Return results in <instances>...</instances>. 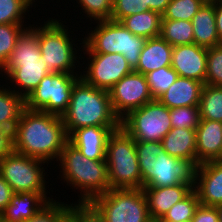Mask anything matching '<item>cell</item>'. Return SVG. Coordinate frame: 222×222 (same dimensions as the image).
Listing matches in <instances>:
<instances>
[{"label":"cell","instance_id":"44","mask_svg":"<svg viewBox=\"0 0 222 222\" xmlns=\"http://www.w3.org/2000/svg\"><path fill=\"white\" fill-rule=\"evenodd\" d=\"M170 1L171 0H143V8L147 11H155L162 15Z\"/></svg>","mask_w":222,"mask_h":222},{"label":"cell","instance_id":"42","mask_svg":"<svg viewBox=\"0 0 222 222\" xmlns=\"http://www.w3.org/2000/svg\"><path fill=\"white\" fill-rule=\"evenodd\" d=\"M14 191L10 185L0 175V215L10 203Z\"/></svg>","mask_w":222,"mask_h":222},{"label":"cell","instance_id":"27","mask_svg":"<svg viewBox=\"0 0 222 222\" xmlns=\"http://www.w3.org/2000/svg\"><path fill=\"white\" fill-rule=\"evenodd\" d=\"M162 15L155 11H145L129 15L120 22L134 35L146 39L160 36Z\"/></svg>","mask_w":222,"mask_h":222},{"label":"cell","instance_id":"45","mask_svg":"<svg viewBox=\"0 0 222 222\" xmlns=\"http://www.w3.org/2000/svg\"><path fill=\"white\" fill-rule=\"evenodd\" d=\"M215 21L216 28L219 37V41L222 44V0L214 1Z\"/></svg>","mask_w":222,"mask_h":222},{"label":"cell","instance_id":"48","mask_svg":"<svg viewBox=\"0 0 222 222\" xmlns=\"http://www.w3.org/2000/svg\"><path fill=\"white\" fill-rule=\"evenodd\" d=\"M68 222H78L74 217H72Z\"/></svg>","mask_w":222,"mask_h":222},{"label":"cell","instance_id":"12","mask_svg":"<svg viewBox=\"0 0 222 222\" xmlns=\"http://www.w3.org/2000/svg\"><path fill=\"white\" fill-rule=\"evenodd\" d=\"M83 55L81 60L86 57L87 62L81 61L83 62L81 66L86 65L80 77L87 84L98 89L109 91L124 76L133 71L124 55L119 53H83Z\"/></svg>","mask_w":222,"mask_h":222},{"label":"cell","instance_id":"29","mask_svg":"<svg viewBox=\"0 0 222 222\" xmlns=\"http://www.w3.org/2000/svg\"><path fill=\"white\" fill-rule=\"evenodd\" d=\"M199 110L201 120L222 122V86L203 85Z\"/></svg>","mask_w":222,"mask_h":222},{"label":"cell","instance_id":"39","mask_svg":"<svg viewBox=\"0 0 222 222\" xmlns=\"http://www.w3.org/2000/svg\"><path fill=\"white\" fill-rule=\"evenodd\" d=\"M147 11L143 8V0H115L111 20L120 22L129 15Z\"/></svg>","mask_w":222,"mask_h":222},{"label":"cell","instance_id":"38","mask_svg":"<svg viewBox=\"0 0 222 222\" xmlns=\"http://www.w3.org/2000/svg\"><path fill=\"white\" fill-rule=\"evenodd\" d=\"M205 84L222 86V44L207 48Z\"/></svg>","mask_w":222,"mask_h":222},{"label":"cell","instance_id":"15","mask_svg":"<svg viewBox=\"0 0 222 222\" xmlns=\"http://www.w3.org/2000/svg\"><path fill=\"white\" fill-rule=\"evenodd\" d=\"M193 189L201 205L216 207L222 204V161L199 164Z\"/></svg>","mask_w":222,"mask_h":222},{"label":"cell","instance_id":"49","mask_svg":"<svg viewBox=\"0 0 222 222\" xmlns=\"http://www.w3.org/2000/svg\"><path fill=\"white\" fill-rule=\"evenodd\" d=\"M36 7L38 6V4L36 3V1L38 0H30ZM35 2V3H34Z\"/></svg>","mask_w":222,"mask_h":222},{"label":"cell","instance_id":"40","mask_svg":"<svg viewBox=\"0 0 222 222\" xmlns=\"http://www.w3.org/2000/svg\"><path fill=\"white\" fill-rule=\"evenodd\" d=\"M191 222H219L216 207L199 204Z\"/></svg>","mask_w":222,"mask_h":222},{"label":"cell","instance_id":"13","mask_svg":"<svg viewBox=\"0 0 222 222\" xmlns=\"http://www.w3.org/2000/svg\"><path fill=\"white\" fill-rule=\"evenodd\" d=\"M108 92L114 113L120 120L130 111L154 100L145 75L134 70L124 76Z\"/></svg>","mask_w":222,"mask_h":222},{"label":"cell","instance_id":"11","mask_svg":"<svg viewBox=\"0 0 222 222\" xmlns=\"http://www.w3.org/2000/svg\"><path fill=\"white\" fill-rule=\"evenodd\" d=\"M121 127L135 141L161 142L172 129L170 109L154 99L130 111L121 119Z\"/></svg>","mask_w":222,"mask_h":222},{"label":"cell","instance_id":"10","mask_svg":"<svg viewBox=\"0 0 222 222\" xmlns=\"http://www.w3.org/2000/svg\"><path fill=\"white\" fill-rule=\"evenodd\" d=\"M81 74L49 73L25 99V108L62 116L67 110L73 85Z\"/></svg>","mask_w":222,"mask_h":222},{"label":"cell","instance_id":"14","mask_svg":"<svg viewBox=\"0 0 222 222\" xmlns=\"http://www.w3.org/2000/svg\"><path fill=\"white\" fill-rule=\"evenodd\" d=\"M171 67L181 77L205 84L207 48L195 43L173 47Z\"/></svg>","mask_w":222,"mask_h":222},{"label":"cell","instance_id":"7","mask_svg":"<svg viewBox=\"0 0 222 222\" xmlns=\"http://www.w3.org/2000/svg\"><path fill=\"white\" fill-rule=\"evenodd\" d=\"M105 160L110 189H142L135 140L122 128L107 140Z\"/></svg>","mask_w":222,"mask_h":222},{"label":"cell","instance_id":"17","mask_svg":"<svg viewBox=\"0 0 222 222\" xmlns=\"http://www.w3.org/2000/svg\"><path fill=\"white\" fill-rule=\"evenodd\" d=\"M49 74L47 65L42 56L38 62H20V66L14 68L4 80L6 87L26 99L38 86L40 81Z\"/></svg>","mask_w":222,"mask_h":222},{"label":"cell","instance_id":"33","mask_svg":"<svg viewBox=\"0 0 222 222\" xmlns=\"http://www.w3.org/2000/svg\"><path fill=\"white\" fill-rule=\"evenodd\" d=\"M199 204L198 195L193 189L180 202L174 204L162 219L172 222H191L194 212Z\"/></svg>","mask_w":222,"mask_h":222},{"label":"cell","instance_id":"41","mask_svg":"<svg viewBox=\"0 0 222 222\" xmlns=\"http://www.w3.org/2000/svg\"><path fill=\"white\" fill-rule=\"evenodd\" d=\"M14 151L13 131L0 127V160Z\"/></svg>","mask_w":222,"mask_h":222},{"label":"cell","instance_id":"23","mask_svg":"<svg viewBox=\"0 0 222 222\" xmlns=\"http://www.w3.org/2000/svg\"><path fill=\"white\" fill-rule=\"evenodd\" d=\"M172 50L173 46L161 36L147 39L134 71L146 75L162 67L171 66Z\"/></svg>","mask_w":222,"mask_h":222},{"label":"cell","instance_id":"34","mask_svg":"<svg viewBox=\"0 0 222 222\" xmlns=\"http://www.w3.org/2000/svg\"><path fill=\"white\" fill-rule=\"evenodd\" d=\"M149 85V91L154 99L168 90V88L177 80L179 75L171 66L162 67L145 75Z\"/></svg>","mask_w":222,"mask_h":222},{"label":"cell","instance_id":"36","mask_svg":"<svg viewBox=\"0 0 222 222\" xmlns=\"http://www.w3.org/2000/svg\"><path fill=\"white\" fill-rule=\"evenodd\" d=\"M78 8L82 9L84 15L91 25L96 21L110 20L113 12V2L111 0H75ZM93 21V22H92Z\"/></svg>","mask_w":222,"mask_h":222},{"label":"cell","instance_id":"28","mask_svg":"<svg viewBox=\"0 0 222 222\" xmlns=\"http://www.w3.org/2000/svg\"><path fill=\"white\" fill-rule=\"evenodd\" d=\"M160 36L173 47L193 44V25L188 20L162 19Z\"/></svg>","mask_w":222,"mask_h":222},{"label":"cell","instance_id":"19","mask_svg":"<svg viewBox=\"0 0 222 222\" xmlns=\"http://www.w3.org/2000/svg\"><path fill=\"white\" fill-rule=\"evenodd\" d=\"M222 151V122L200 120L196 128L197 166L209 161H218Z\"/></svg>","mask_w":222,"mask_h":222},{"label":"cell","instance_id":"30","mask_svg":"<svg viewBox=\"0 0 222 222\" xmlns=\"http://www.w3.org/2000/svg\"><path fill=\"white\" fill-rule=\"evenodd\" d=\"M69 202L49 201L34 216L24 222H68L73 216L76 205Z\"/></svg>","mask_w":222,"mask_h":222},{"label":"cell","instance_id":"32","mask_svg":"<svg viewBox=\"0 0 222 222\" xmlns=\"http://www.w3.org/2000/svg\"><path fill=\"white\" fill-rule=\"evenodd\" d=\"M0 24V71L5 67L16 42L31 24Z\"/></svg>","mask_w":222,"mask_h":222},{"label":"cell","instance_id":"9","mask_svg":"<svg viewBox=\"0 0 222 222\" xmlns=\"http://www.w3.org/2000/svg\"><path fill=\"white\" fill-rule=\"evenodd\" d=\"M48 165L51 166L52 164L13 151L0 160V175L10 185L14 193L50 194L47 190L49 180L46 181L49 174L45 172V169L49 167Z\"/></svg>","mask_w":222,"mask_h":222},{"label":"cell","instance_id":"26","mask_svg":"<svg viewBox=\"0 0 222 222\" xmlns=\"http://www.w3.org/2000/svg\"><path fill=\"white\" fill-rule=\"evenodd\" d=\"M2 85H0V127L14 132L25 109V99L9 87L6 88V83Z\"/></svg>","mask_w":222,"mask_h":222},{"label":"cell","instance_id":"20","mask_svg":"<svg viewBox=\"0 0 222 222\" xmlns=\"http://www.w3.org/2000/svg\"><path fill=\"white\" fill-rule=\"evenodd\" d=\"M193 188L186 183L170 187H143L149 216L163 218L170 208L185 198Z\"/></svg>","mask_w":222,"mask_h":222},{"label":"cell","instance_id":"31","mask_svg":"<svg viewBox=\"0 0 222 222\" xmlns=\"http://www.w3.org/2000/svg\"><path fill=\"white\" fill-rule=\"evenodd\" d=\"M33 6L30 0H0V24H26Z\"/></svg>","mask_w":222,"mask_h":222},{"label":"cell","instance_id":"35","mask_svg":"<svg viewBox=\"0 0 222 222\" xmlns=\"http://www.w3.org/2000/svg\"><path fill=\"white\" fill-rule=\"evenodd\" d=\"M205 0H171L162 14V19L191 21Z\"/></svg>","mask_w":222,"mask_h":222},{"label":"cell","instance_id":"43","mask_svg":"<svg viewBox=\"0 0 222 222\" xmlns=\"http://www.w3.org/2000/svg\"><path fill=\"white\" fill-rule=\"evenodd\" d=\"M73 217L78 222H101L86 206H77Z\"/></svg>","mask_w":222,"mask_h":222},{"label":"cell","instance_id":"51","mask_svg":"<svg viewBox=\"0 0 222 222\" xmlns=\"http://www.w3.org/2000/svg\"><path fill=\"white\" fill-rule=\"evenodd\" d=\"M218 161H222V151H221V158Z\"/></svg>","mask_w":222,"mask_h":222},{"label":"cell","instance_id":"3","mask_svg":"<svg viewBox=\"0 0 222 222\" xmlns=\"http://www.w3.org/2000/svg\"><path fill=\"white\" fill-rule=\"evenodd\" d=\"M143 187L195 186L197 165L193 161L170 156L161 142L135 141Z\"/></svg>","mask_w":222,"mask_h":222},{"label":"cell","instance_id":"2","mask_svg":"<svg viewBox=\"0 0 222 222\" xmlns=\"http://www.w3.org/2000/svg\"><path fill=\"white\" fill-rule=\"evenodd\" d=\"M58 161V179L80 193L74 202L76 206H87L110 189L106 160L88 159L68 141Z\"/></svg>","mask_w":222,"mask_h":222},{"label":"cell","instance_id":"18","mask_svg":"<svg viewBox=\"0 0 222 222\" xmlns=\"http://www.w3.org/2000/svg\"><path fill=\"white\" fill-rule=\"evenodd\" d=\"M48 193L19 192L14 193L10 203L0 215V222H24L34 216L49 201Z\"/></svg>","mask_w":222,"mask_h":222},{"label":"cell","instance_id":"37","mask_svg":"<svg viewBox=\"0 0 222 222\" xmlns=\"http://www.w3.org/2000/svg\"><path fill=\"white\" fill-rule=\"evenodd\" d=\"M172 128L196 130L200 123L199 106H186L170 109Z\"/></svg>","mask_w":222,"mask_h":222},{"label":"cell","instance_id":"16","mask_svg":"<svg viewBox=\"0 0 222 222\" xmlns=\"http://www.w3.org/2000/svg\"><path fill=\"white\" fill-rule=\"evenodd\" d=\"M118 128L120 127H83L74 130L68 136V141L88 159L105 160L109 135Z\"/></svg>","mask_w":222,"mask_h":222},{"label":"cell","instance_id":"24","mask_svg":"<svg viewBox=\"0 0 222 222\" xmlns=\"http://www.w3.org/2000/svg\"><path fill=\"white\" fill-rule=\"evenodd\" d=\"M191 22L195 44L206 48L221 44L216 28L214 1L205 2Z\"/></svg>","mask_w":222,"mask_h":222},{"label":"cell","instance_id":"4","mask_svg":"<svg viewBox=\"0 0 222 222\" xmlns=\"http://www.w3.org/2000/svg\"><path fill=\"white\" fill-rule=\"evenodd\" d=\"M61 118L68 136L83 127H121L109 92L87 84L82 78L73 85L69 106Z\"/></svg>","mask_w":222,"mask_h":222},{"label":"cell","instance_id":"22","mask_svg":"<svg viewBox=\"0 0 222 222\" xmlns=\"http://www.w3.org/2000/svg\"><path fill=\"white\" fill-rule=\"evenodd\" d=\"M33 24L26 28L16 42L5 67L0 71V76L5 77L20 66V62H38L41 56L38 44V25ZM6 75V76H5ZM4 76V77H3Z\"/></svg>","mask_w":222,"mask_h":222},{"label":"cell","instance_id":"8","mask_svg":"<svg viewBox=\"0 0 222 222\" xmlns=\"http://www.w3.org/2000/svg\"><path fill=\"white\" fill-rule=\"evenodd\" d=\"M86 207L101 222H145L149 218L142 189H109Z\"/></svg>","mask_w":222,"mask_h":222},{"label":"cell","instance_id":"47","mask_svg":"<svg viewBox=\"0 0 222 222\" xmlns=\"http://www.w3.org/2000/svg\"><path fill=\"white\" fill-rule=\"evenodd\" d=\"M145 222H162V218L150 217Z\"/></svg>","mask_w":222,"mask_h":222},{"label":"cell","instance_id":"50","mask_svg":"<svg viewBox=\"0 0 222 222\" xmlns=\"http://www.w3.org/2000/svg\"><path fill=\"white\" fill-rule=\"evenodd\" d=\"M206 2H212V1H215V0H205Z\"/></svg>","mask_w":222,"mask_h":222},{"label":"cell","instance_id":"5","mask_svg":"<svg viewBox=\"0 0 222 222\" xmlns=\"http://www.w3.org/2000/svg\"><path fill=\"white\" fill-rule=\"evenodd\" d=\"M61 20L49 17L48 20L40 22L43 23L38 26V44L41 56L45 60L49 73L81 74L80 70L83 67L79 66L81 65L79 59L81 60L82 53L79 55L78 52L82 51L80 47H83V37L82 39L80 37L76 43L78 38L71 35L74 33L71 28L69 30V27L72 26L65 25L68 19ZM80 41L81 43L77 46Z\"/></svg>","mask_w":222,"mask_h":222},{"label":"cell","instance_id":"1","mask_svg":"<svg viewBox=\"0 0 222 222\" xmlns=\"http://www.w3.org/2000/svg\"><path fill=\"white\" fill-rule=\"evenodd\" d=\"M14 151L49 163L58 162L68 135L61 116L24 109L13 132Z\"/></svg>","mask_w":222,"mask_h":222},{"label":"cell","instance_id":"6","mask_svg":"<svg viewBox=\"0 0 222 222\" xmlns=\"http://www.w3.org/2000/svg\"><path fill=\"white\" fill-rule=\"evenodd\" d=\"M93 24H96L93 30L87 27L88 32L85 31L81 53H119L134 70L147 39L132 34L121 22L111 19Z\"/></svg>","mask_w":222,"mask_h":222},{"label":"cell","instance_id":"21","mask_svg":"<svg viewBox=\"0 0 222 222\" xmlns=\"http://www.w3.org/2000/svg\"><path fill=\"white\" fill-rule=\"evenodd\" d=\"M203 85L198 80L179 76L157 100L169 109L199 106Z\"/></svg>","mask_w":222,"mask_h":222},{"label":"cell","instance_id":"25","mask_svg":"<svg viewBox=\"0 0 222 222\" xmlns=\"http://www.w3.org/2000/svg\"><path fill=\"white\" fill-rule=\"evenodd\" d=\"M161 143L170 156L193 161L197 165L196 130L172 128Z\"/></svg>","mask_w":222,"mask_h":222},{"label":"cell","instance_id":"46","mask_svg":"<svg viewBox=\"0 0 222 222\" xmlns=\"http://www.w3.org/2000/svg\"><path fill=\"white\" fill-rule=\"evenodd\" d=\"M217 212H218V220L219 222H222V204L216 206Z\"/></svg>","mask_w":222,"mask_h":222}]
</instances>
